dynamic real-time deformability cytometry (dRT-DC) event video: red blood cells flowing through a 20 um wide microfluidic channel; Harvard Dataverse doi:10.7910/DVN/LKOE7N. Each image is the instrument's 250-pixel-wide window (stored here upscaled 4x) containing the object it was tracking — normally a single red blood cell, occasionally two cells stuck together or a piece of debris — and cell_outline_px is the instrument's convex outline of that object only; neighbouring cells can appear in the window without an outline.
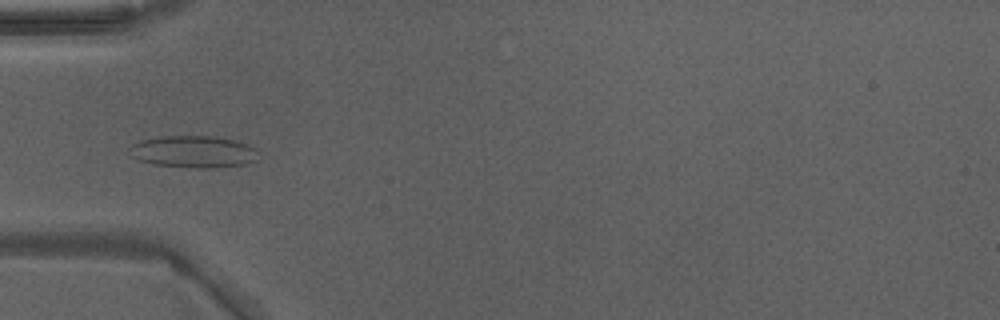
{"species": "Egyptian fruit bat (a non-hibernating species)", "species_latin": "Rousettus aegyptiacus", "temperature_condition": "warm", "stored_images_in_passage": 35, "camera_frame_rate_fps": 3000, "um_per_image_px": 0.085, "animal": {"sex": "male"}, "frame": {"image": 1, "passage_image": 6, "time_ms": 1.667, "image_size_px": [1000, 320], "cell_outline_px": [[256, 160], [248, 164], [212, 168], [196, 168], [152, 164], [140, 160], [132, 156], [132, 144], [140, 140], [160, 136], [216, 136], [248, 144], [256, 148]], "centroid_in_image_um": [16.47, 12.89], "position_along_channel_um": 68.5, "area_um2": 23.93}}
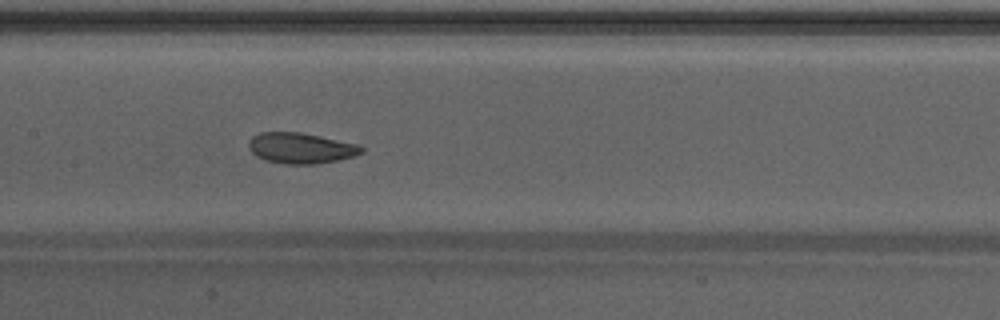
{"frame": {"image": 2, "passage_image": 14, "time_ms": 4.333, "image_size_px": [1000, 320], "cell_outline_px": [[364, 152], [356, 156], [316, 164], [284, 164], [264, 160], [256, 156], [248, 148], [248, 144], [252, 136], [260, 132], [300, 132], [320, 136], [356, 144], [364, 148]], "centroid_in_image_um": [25.55, 12.59], "position_along_channel_um": 181.9, "area_um2": 20.23}}
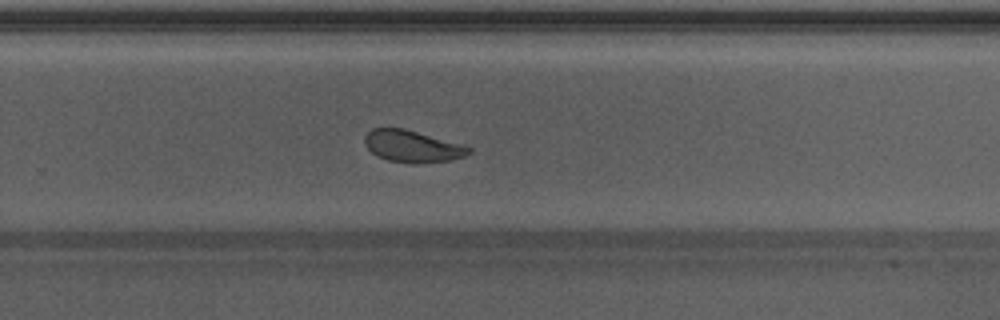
{"frame": {"image": 3, "passage_image": 22, "time_ms": 7.0, "image_size_px": [1000, 320], "cell_outline_px": [[472, 152], [464, 156], [448, 160], [388, 160], [372, 152], [364, 144], [364, 136], [372, 128], [404, 128], [464, 144], [472, 148]], "centroid_in_image_um": [35.05, 12.36], "position_along_channel_um": 294.7, "area_um2": 18.5}, "authors_computed_cell_mechanics": {"area_um2": 20.6924, "velocity_mm_per_s": 4.2501, "shape_relaxation_time_tau1_ms": 3.1332, "shape_relaxation_time_tau2_ms": 1.3687, "deformation_change_tau1": 0.0954, "deformation_change_tau2": 0.0648}}